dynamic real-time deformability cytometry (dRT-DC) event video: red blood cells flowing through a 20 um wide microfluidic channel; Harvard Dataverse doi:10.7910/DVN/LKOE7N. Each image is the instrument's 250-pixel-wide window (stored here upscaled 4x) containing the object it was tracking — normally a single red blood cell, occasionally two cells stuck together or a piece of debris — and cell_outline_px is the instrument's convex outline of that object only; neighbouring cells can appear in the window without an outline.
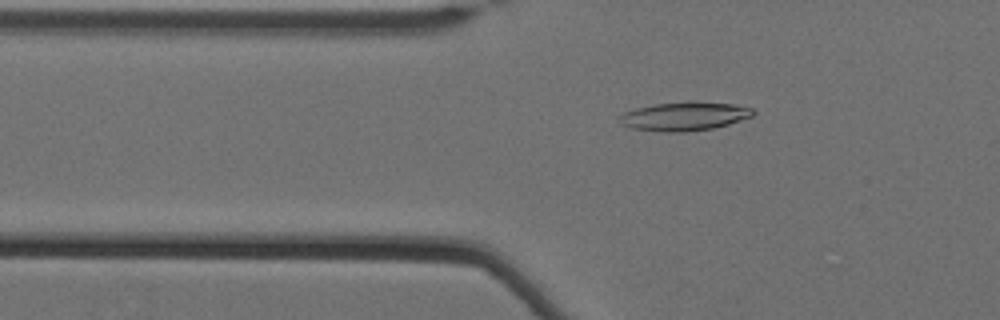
{"species": "Egyptian fruit bat (a non-hibernating species)", "species_latin": "Rousettus aegyptiacus", "temperature_condition": "cold", "stored_images_in_passage": 41, "camera_frame_rate_fps": 3000, "um_per_image_px": 0.085, "animal": {"sex": "female"}, "frame": {"image": 1, "passage_image": 5, "time_ms": 1.333, "image_size_px": [1000, 320], "cell_outline_px": [[756, 112], [752, 116], [728, 124], [712, 128], [684, 132], [664, 132], [632, 128], [620, 124], [616, 116], [624, 112], [636, 108], [656, 104], [688, 100], [692, 100], [732, 104], [752, 108]], "centroid_in_image_um": [58.13, 9.87], "position_along_channel_um": 67.7, "area_um2": 22.6}}
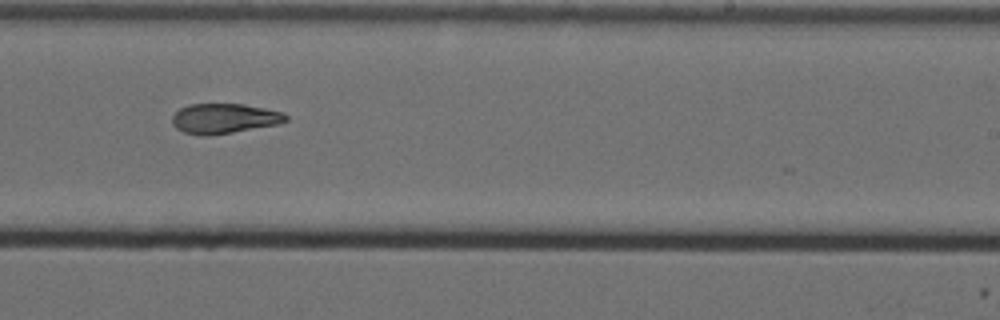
{"frame": {"image": 2, "passage_image": 23, "time_ms": 7.333, "image_size_px": [1000, 320], "cell_outline_px": [[288, 120], [276, 124], [232, 132], [208, 136], [200, 136], [184, 132], [176, 128], [172, 124], [172, 116], [180, 108], [188, 104], [244, 104], [284, 112], [288, 116]], "centroid_in_image_um": [19.03, 10.07], "position_along_channel_um": 270.0, "area_um2": 19.83}}
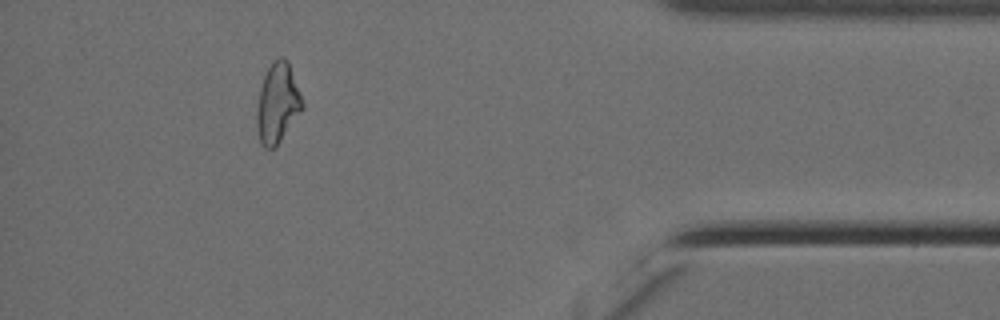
{"frame": {"image": 3, "passage_image": 38, "time_ms": 12.333, "image_size_px": [1000, 320], "cell_outline_px": [[304, 108], [276, 148], [264, 148], [260, 140], [256, 124], [256, 112], [260, 88], [264, 76], [272, 60], [280, 56], [284, 56], [288, 60], [300, 92], [304, 104]], "centroid_in_image_um": [23.6, 8.76], "position_along_channel_um": 411.6, "area_um2": 21.44}, "authors_computed_cell_mechanics": {"area_um2": 20.7502, "velocity_mm_per_s": 3.4885, "shape_relaxation_time_tau1_ms": null, "shape_relaxation_time_tau2_ms": 7.1724, "deformation_change_tau1": null, "deformation_change_tau2": 0.1342}}